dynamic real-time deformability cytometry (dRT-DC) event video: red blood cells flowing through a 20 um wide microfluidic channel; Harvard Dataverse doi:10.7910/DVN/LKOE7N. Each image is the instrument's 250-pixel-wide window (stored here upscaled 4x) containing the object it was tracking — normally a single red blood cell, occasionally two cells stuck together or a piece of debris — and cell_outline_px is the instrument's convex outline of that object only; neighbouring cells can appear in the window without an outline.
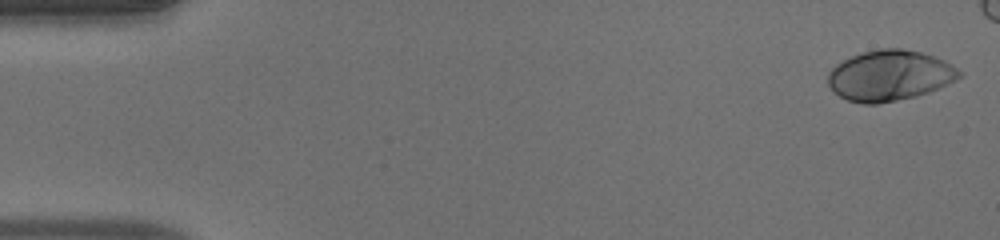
{"species": "human", "species_latin": "Homo sapiens", "temperature_condition": "warm", "stored_images_in_passage": 45, "camera_frame_rate_fps": 3000, "um_per_image_px": 0.085, "donor": {"sex": "male"}, "frame": {"image": 1, "passage_image": 1, "time_ms": 0.0, "image_size_px": [1000, 240], "cell_outline_px": [[960, 76], [956, 80], [940, 88], [916, 96], [876, 104], [864, 104], [848, 100], [840, 96], [828, 84], [828, 72], [836, 64], [852, 56], [864, 52], [880, 48], [900, 48], [920, 52], [944, 60], [952, 64], [960, 72]], "centroid_in_image_um": [75.62, 6.42], "position_along_channel_um": 9.4, "area_um2": 38.38}}
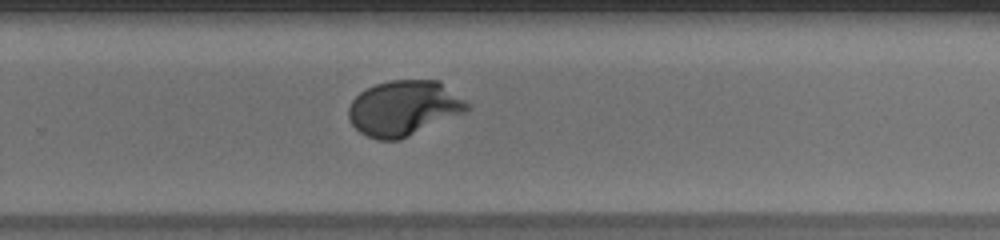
{"frame": {"image": 2, "passage_image": 33, "time_ms": 10.667, "image_size_px": [1000, 240], "cell_outline_px": [[472, 108], [464, 112], [400, 140], [376, 140], [360, 132], [348, 120], [348, 108], [352, 100], [360, 92], [376, 84], [388, 80], [440, 80], [472, 104]], "centroid_in_image_um": [34.35, 9.18], "position_along_channel_um": 295.5, "area_um2": 38.38}}
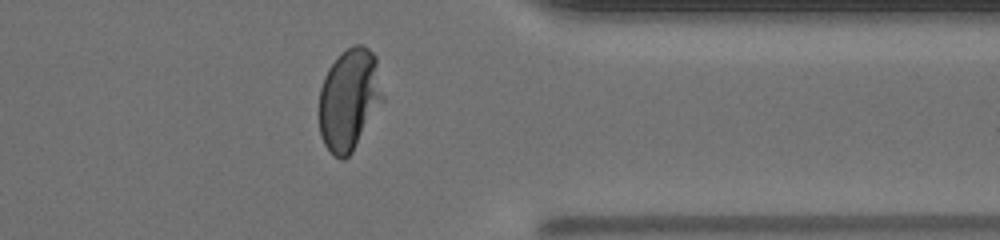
{"frame": {"image": 3, "passage_image": 40, "time_ms": 13.0, "image_size_px": [1000, 240], "cell_outline_px": [[384, 100], [352, 152], [344, 160], [340, 160], [332, 156], [324, 144], [320, 136], [320, 88], [324, 76], [328, 68], [352, 44], [364, 44], [376, 56], [384, 96]], "centroid_in_image_um": [29.7, 8.47], "position_along_channel_um": 381.7, "area_um2": 37.92}}